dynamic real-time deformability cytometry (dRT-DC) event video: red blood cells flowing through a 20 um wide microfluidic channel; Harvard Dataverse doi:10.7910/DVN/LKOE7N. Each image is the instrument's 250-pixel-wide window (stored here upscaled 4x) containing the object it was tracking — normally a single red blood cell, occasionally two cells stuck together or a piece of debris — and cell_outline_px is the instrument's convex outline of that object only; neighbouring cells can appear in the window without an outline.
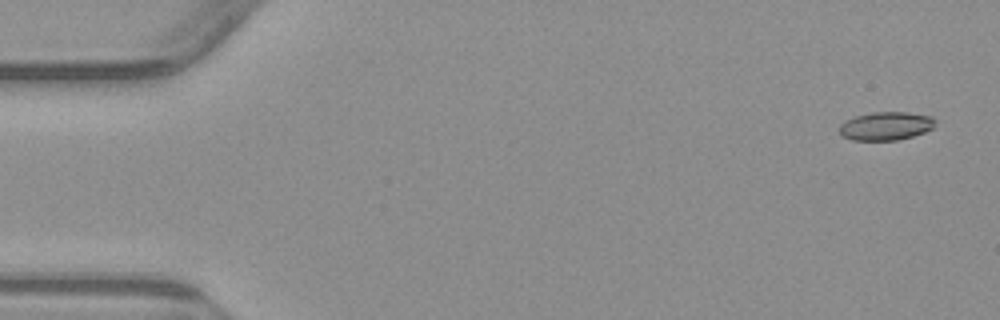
{"species": "common noctule bat (a hibernating species)", "species_latin": "Nyctalus noctula", "temperature_condition": "warm", "stored_images_in_passage": 6, "camera_frame_rate_fps": 3000, "um_per_image_px": 0.085, "animal": {"sex": "male", "body_mass_g": 23.1, "forearm_length_mm": 52.7}, "frame": {"image": 1, "passage_image": 1, "time_ms": 0.0, "image_size_px": [1000, 320], "cell_outline_px": [[936, 120], [932, 128], [924, 132], [912, 136], [896, 140], [852, 140], [840, 136], [840, 124], [844, 120], [856, 116], [872, 112], [908, 112], [932, 116]], "centroid_in_image_um": [75.28, 10.7], "position_along_channel_um": 9.7, "area_um2": 15.9}}
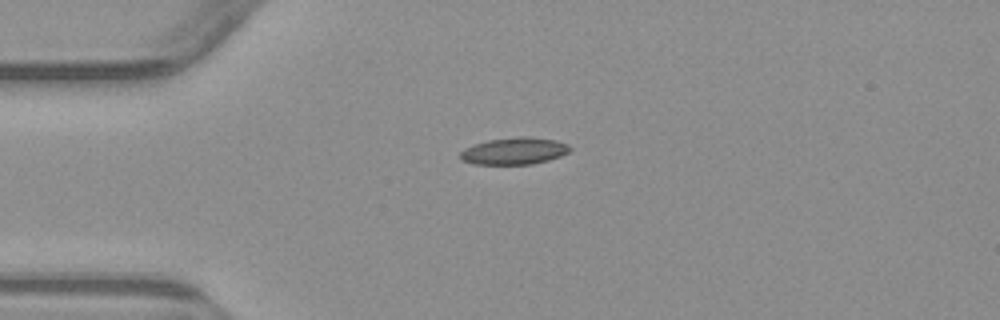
{"frame": {"image": 2, "passage_image": 4, "time_ms": 3.667, "image_size_px": [1000, 320], "cell_outline_px": [[572, 148], [568, 152], [560, 156], [548, 160], [532, 164], [472, 164], [460, 160], [460, 152], [464, 148], [472, 144], [488, 140], [516, 136], [528, 136], [556, 140], [568, 144]], "centroid_in_image_um": [43.68, 12.82], "position_along_channel_um": 41.3, "area_um2": 17.46}}
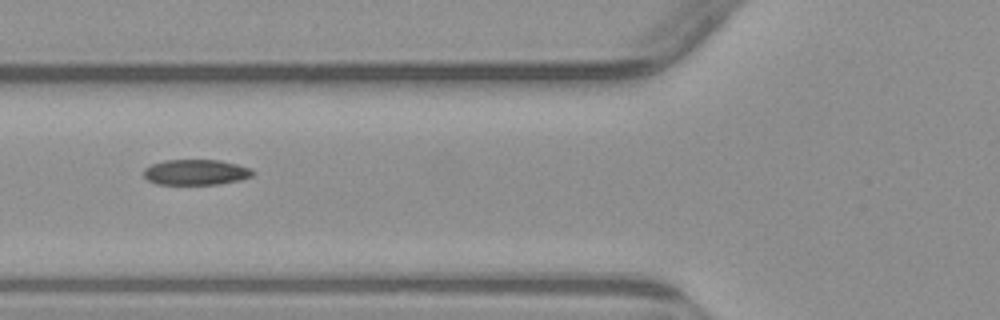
{"frame": {"image": 3, "passage_image": 6, "time_ms": 6.0, "image_size_px": [1000, 320], "cell_outline_px": [[256, 172], [252, 176], [240, 180], [216, 184], [156, 184], [148, 180], [144, 176], [144, 168], [152, 164], [164, 160], [220, 160], [252, 168]], "centroid_in_image_um": [16.67, 14.63], "position_along_channel_um": 109.1, "area_um2": 16.24}}